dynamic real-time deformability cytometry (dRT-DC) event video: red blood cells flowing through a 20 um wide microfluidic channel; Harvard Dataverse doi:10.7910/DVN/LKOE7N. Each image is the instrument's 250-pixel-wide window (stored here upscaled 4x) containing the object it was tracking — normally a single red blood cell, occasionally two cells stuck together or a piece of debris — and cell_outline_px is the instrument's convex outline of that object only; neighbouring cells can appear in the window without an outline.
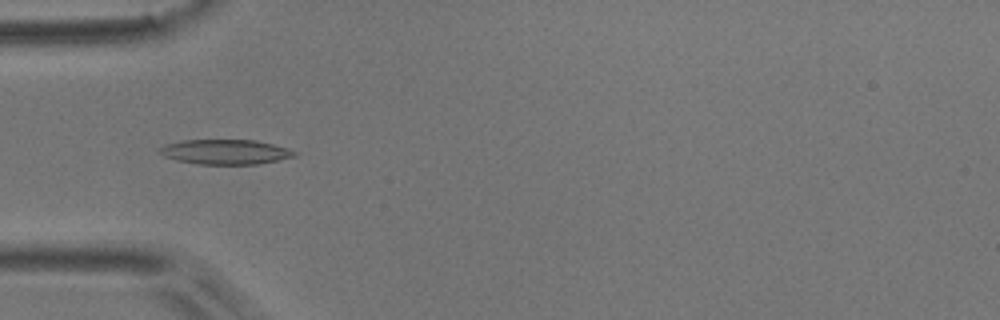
{"species": "common noctule bat (a hibernating species)", "species_latin": "Nyctalus noctula", "temperature_condition": "room temperature", "stored_images_in_passage": 7, "camera_frame_rate_fps": 3000, "um_per_image_px": 0.085, "animal": {"sex": "male", "body_mass_g": 17.9}, "frame": {"image": 1, "passage_image": 5, "time_ms": 1.333, "image_size_px": [1000, 320], "cell_outline_px": [[296, 156], [256, 164], [196, 164], [176, 160], [164, 156], [160, 152], [160, 148], [164, 144], [184, 140], [256, 140], [288, 148], [296, 152]], "centroid_in_image_um": [19.14, 12.91], "position_along_channel_um": 65.9, "area_um2": 19.36}}
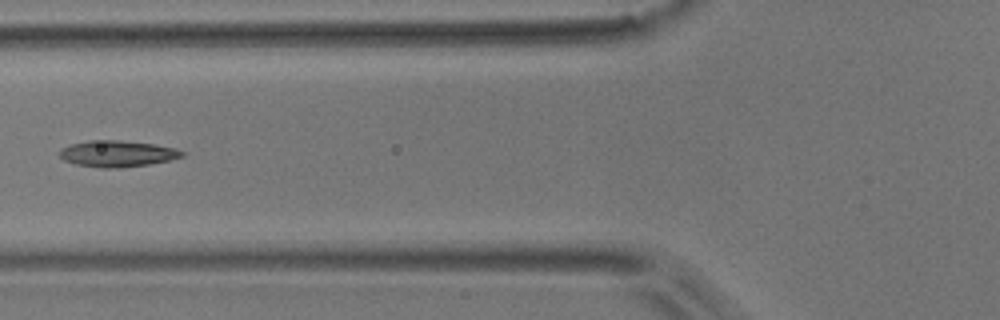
{"frame": {"image": 2, "passage_image": 6, "time_ms": 1.667, "image_size_px": [1000, 320], "cell_outline_px": [[188, 152], [184, 156], [168, 160], [148, 164], [120, 168], [100, 168], [76, 164], [64, 160], [60, 156], [60, 148], [68, 144], [88, 140], [120, 140], [152, 144], [176, 148]], "centroid_in_image_um": [9.96, 13.05], "position_along_channel_um": 115.8, "area_um2": 18.9}}
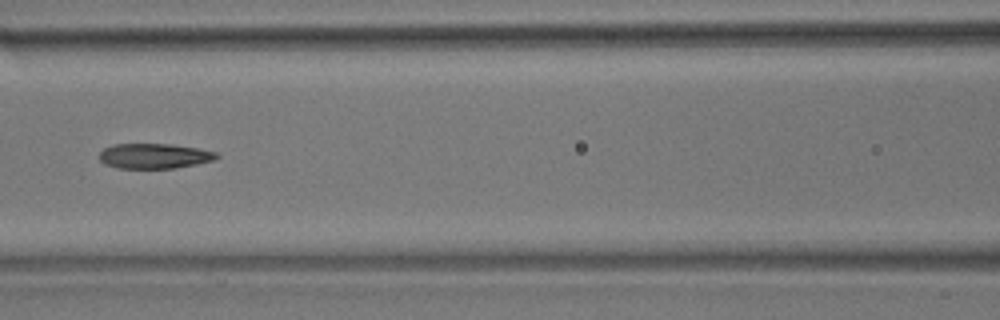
{"frame": {"image": 3, "passage_image": 7, "time_ms": 2.0, "image_size_px": [1000, 320], "cell_outline_px": [[220, 156], [216, 160], [176, 168], [116, 168], [104, 164], [100, 160], [100, 152], [104, 148], [112, 144], [172, 144], [196, 148], [216, 152]], "centroid_in_image_um": [13.12, 13.26], "position_along_channel_um": 153.5, "area_um2": 17.22}}